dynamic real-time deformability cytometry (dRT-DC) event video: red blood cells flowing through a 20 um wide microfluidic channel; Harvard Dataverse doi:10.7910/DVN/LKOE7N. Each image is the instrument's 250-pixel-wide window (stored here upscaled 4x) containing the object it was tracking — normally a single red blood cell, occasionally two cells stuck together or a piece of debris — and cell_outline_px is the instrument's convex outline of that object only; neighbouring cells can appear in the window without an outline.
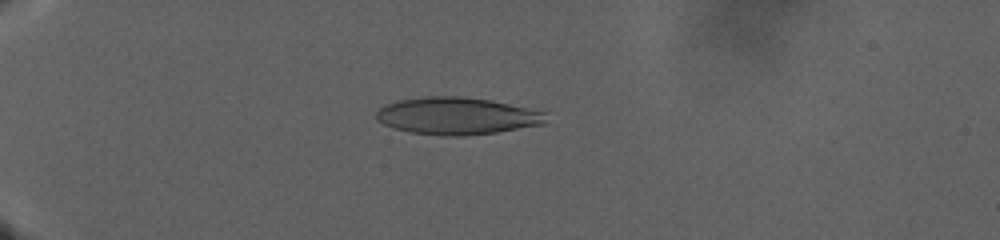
{"species": "human", "species_latin": "Homo sapiens", "temperature_condition": "warm", "stored_images_in_passage": 99, "camera_frame_rate_fps": 3000, "um_per_image_px": 0.085, "donor": {"sex": "male"}, "frame": {"image": 1, "passage_image": 32, "time_ms": 10.333, "image_size_px": [1000, 240], "cell_outline_px": [[544, 124], [496, 132], [464, 136], [440, 136], [408, 132], [384, 124], [376, 120], [376, 112], [384, 104], [396, 100], [424, 96], [460, 96], [492, 100], [544, 112]], "centroid_in_image_um": [38.76, 9.85], "position_along_channel_um": 46.2, "area_um2": 36.82}}
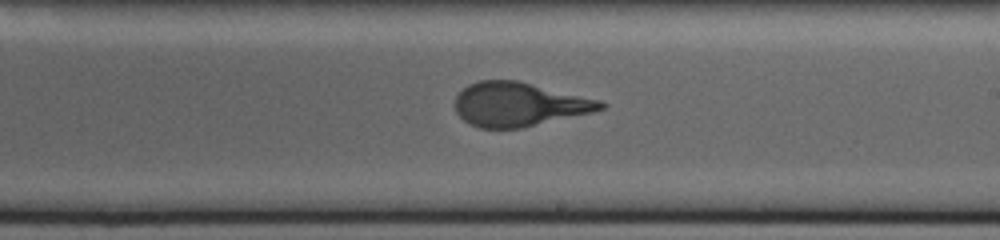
{"frame": {"image": 2, "passage_image": 69, "time_ms": 22.667, "image_size_px": [1000, 240], "cell_outline_px": [[608, 104], [604, 108], [592, 112], [520, 128], [480, 128], [468, 124], [456, 112], [452, 104], [456, 96], [468, 84], [476, 80], [520, 80], [600, 100]], "centroid_in_image_um": [44.07, 8.85], "position_along_channel_um": 244.9, "area_um2": 37.51}}
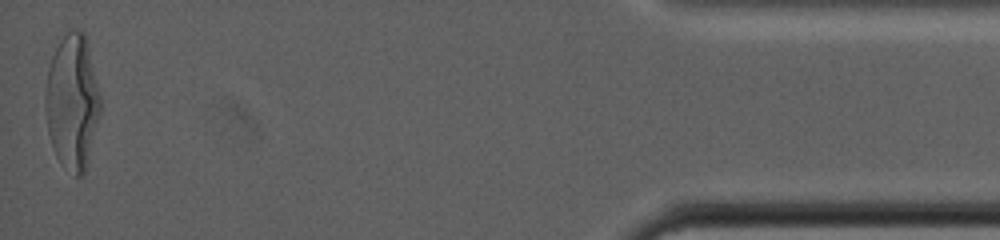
{"frame": {"image": 3, "passage_image": 99, "time_ms": 32.667, "image_size_px": [1000, 240], "cell_outline_px": [[100, 112], [84, 176], [76, 176], [60, 164], [56, 156], [48, 132], [44, 108], [44, 92], [48, 68], [52, 56], [60, 40], [72, 28], [80, 28], [84, 32], [100, 96]], "centroid_in_image_um": [6.12, 8.67], "position_along_channel_um": 429.1, "area_um2": 43.18}}